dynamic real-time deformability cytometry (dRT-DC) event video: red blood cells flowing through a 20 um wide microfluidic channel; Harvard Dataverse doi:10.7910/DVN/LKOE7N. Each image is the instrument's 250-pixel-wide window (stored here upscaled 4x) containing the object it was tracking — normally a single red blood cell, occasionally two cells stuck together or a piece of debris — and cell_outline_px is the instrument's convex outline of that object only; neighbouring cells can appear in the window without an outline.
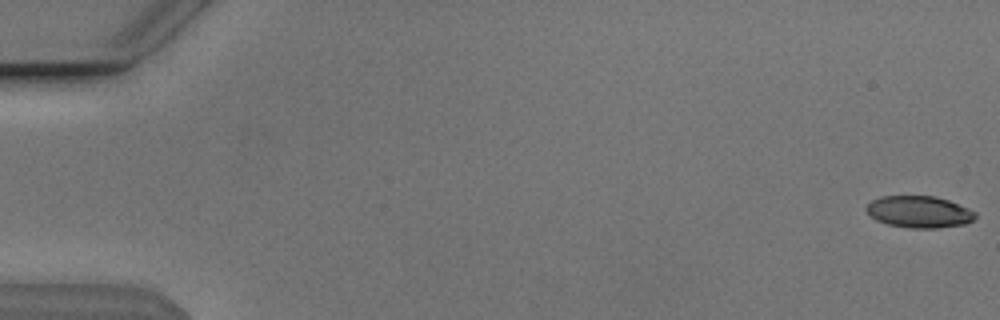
{"species": "Egyptian fruit bat (a non-hibernating species)", "species_latin": "Rousettus aegyptiacus", "temperature_condition": "cold", "stored_images_in_passage": 54, "camera_frame_rate_fps": 3000, "um_per_image_px": 0.085, "animal": {"sex": "male"}, "frame": {"image": 1, "passage_image": 1, "time_ms": 0.0, "image_size_px": [1000, 320], "cell_outline_px": [[976, 216], [972, 220], [964, 224], [936, 228], [908, 228], [888, 224], [876, 220], [864, 208], [872, 200], [880, 196], [936, 196], [948, 200], [968, 208], [976, 212]], "centroid_in_image_um": [78.12, 18.0], "position_along_channel_um": 6.9, "area_um2": 20.11}}
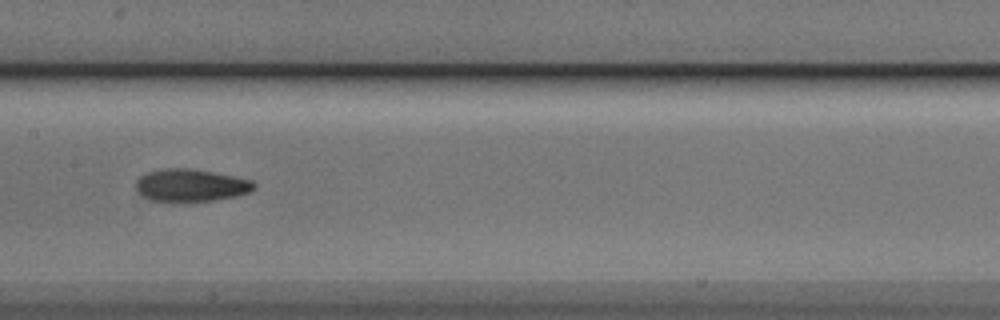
{"frame": {"image": 2, "passage_image": 28, "time_ms": 9.0, "image_size_px": [1000, 320], "cell_outline_px": [[256, 188], [248, 192], [236, 196], [216, 200], [152, 200], [136, 192], [136, 180], [140, 176], [148, 172], [164, 168], [188, 168], [212, 172], [252, 180], [256, 184]], "centroid_in_image_um": [16.22, 15.73], "position_along_channel_um": 191.2, "area_um2": 21.96}}
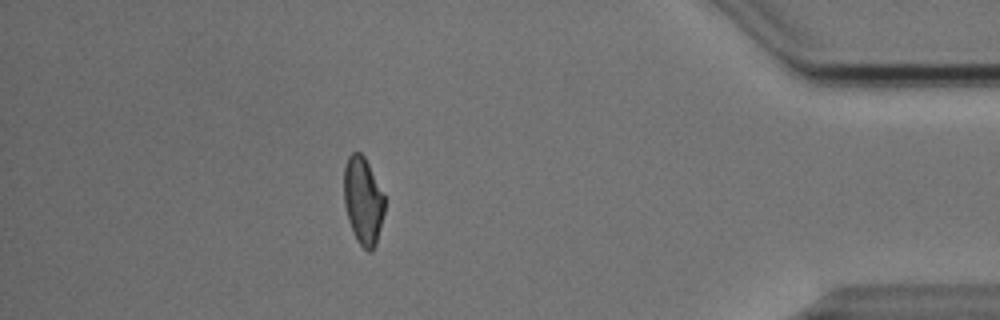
{"frame": {"image": 3, "passage_image": 48, "time_ms": 15.667, "image_size_px": [1000, 320], "cell_outline_px": [[384, 212], [376, 244], [372, 252], [368, 252], [356, 240], [348, 220], [344, 204], [344, 168], [348, 156], [352, 152], [360, 152], [364, 156], [384, 196]], "centroid_in_image_um": [30.84, 17.08], "position_along_channel_um": 404.4, "area_um2": 20.58}, "authors_computed_cell_mechanics": {"area_um2": 21.4727, "velocity_mm_per_s": 3.8432, "shape_relaxation_time_tau1_ms": 5.8189, "shape_relaxation_time_tau2_ms": 4.4887, "deformation_change_tau1": 0.1864, "deformation_change_tau2": 0.1131}}